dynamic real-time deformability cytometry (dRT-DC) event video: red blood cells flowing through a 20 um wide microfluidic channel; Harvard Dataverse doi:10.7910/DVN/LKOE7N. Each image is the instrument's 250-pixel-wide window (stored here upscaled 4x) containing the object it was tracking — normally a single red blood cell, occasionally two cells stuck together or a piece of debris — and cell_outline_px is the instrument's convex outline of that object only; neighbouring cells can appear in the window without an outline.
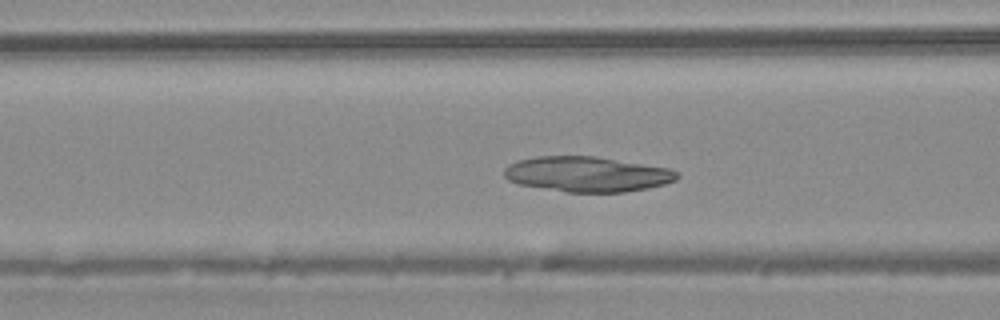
{"species": "common noctule bat (a hibernating species)", "species_latin": "Nyctalus noctula", "temperature_condition": "warm", "stored_images_in_passage": 34, "camera_frame_rate_fps": 3000, "um_per_image_px": 0.085, "animal": {"sex": "male", "body_mass_g": 20.4}, "frame": {"image": 1, "passage_image": 6, "time_ms": 1.667, "image_size_px": [1000, 320], "cell_outline_px": [[680, 176], [676, 180], [664, 184], [648, 188], [624, 192], [568, 192], [520, 184], [508, 180], [504, 176], [504, 168], [508, 164], [516, 160], [536, 156], [596, 156], [668, 168], [680, 172]], "centroid_in_image_um": [49.91, 14.79], "position_along_channel_um": 116.7, "area_um2": 35.55}}
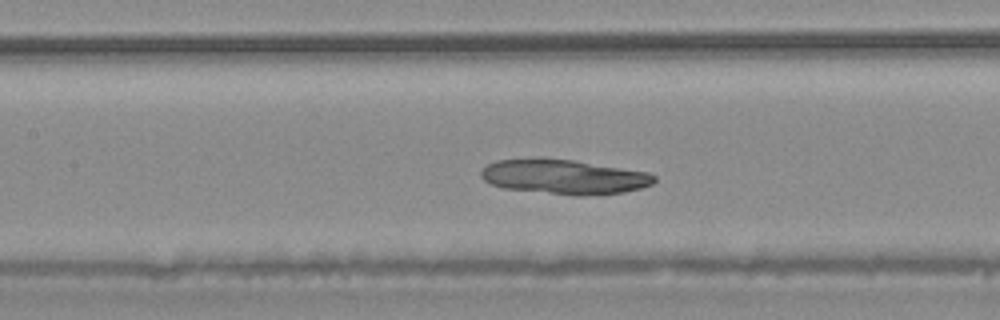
{"frame": {"image": 2, "passage_image": 9, "time_ms": 2.667, "image_size_px": [1000, 320], "cell_outline_px": [[656, 180], [652, 184], [640, 188], [624, 192], [580, 196], [576, 196], [504, 188], [492, 184], [484, 180], [480, 176], [480, 172], [488, 164], [496, 160], [536, 156], [572, 160], [648, 172], [656, 176]], "centroid_in_image_um": [47.9, 15.01], "position_along_channel_um": 159.5, "area_um2": 35.32}}
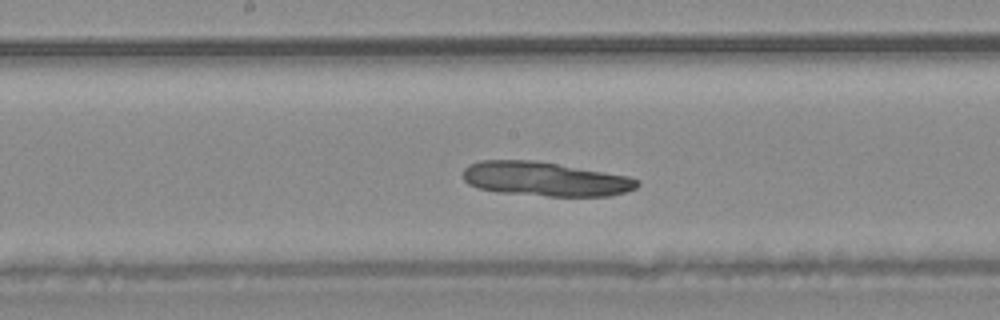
{"frame": {"image": 3, "passage_image": 12, "time_ms": 3.667, "image_size_px": [1000, 320], "cell_outline_px": [[640, 184], [636, 188], [624, 192], [608, 196], [548, 196], [496, 192], [480, 188], [468, 184], [464, 180], [464, 168], [468, 164], [480, 160], [532, 160], [628, 176], [640, 180]], "centroid_in_image_um": [46.31, 15.22], "position_along_channel_um": 201.9, "area_um2": 34.56}}